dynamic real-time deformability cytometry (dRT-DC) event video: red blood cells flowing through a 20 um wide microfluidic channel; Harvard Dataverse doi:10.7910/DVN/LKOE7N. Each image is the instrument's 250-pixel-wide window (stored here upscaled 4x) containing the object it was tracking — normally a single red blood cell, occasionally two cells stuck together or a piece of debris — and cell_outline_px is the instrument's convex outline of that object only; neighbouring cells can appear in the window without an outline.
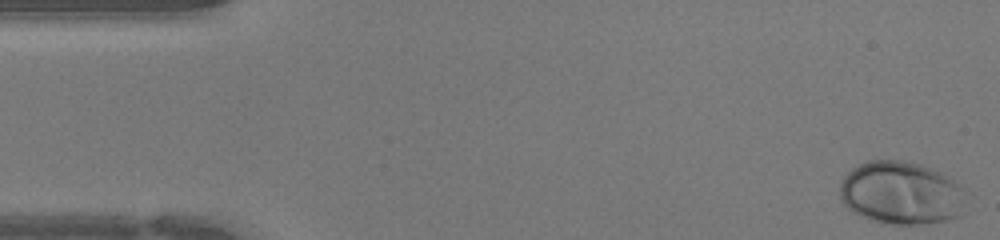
{"species": "human", "species_latin": "Homo sapiens", "temperature_condition": "warm", "stored_images_in_passage": 44, "camera_frame_rate_fps": 3000, "um_per_image_px": 0.085, "donor": {"sex": "female"}, "frame": {"image": 1, "passage_image": 1, "time_ms": 0.0, "image_size_px": [1000, 240], "cell_outline_px": [[960, 216], [944, 220], [924, 224], [896, 224], [868, 220], [852, 212], [844, 204], [840, 196], [840, 184], [844, 176], [852, 168], [868, 160], [904, 160], [920, 164], [940, 172], [948, 176], [960, 188]], "centroid_in_image_um": [76.5, 16.39], "position_along_channel_um": 8.5, "area_um2": 45.72}}
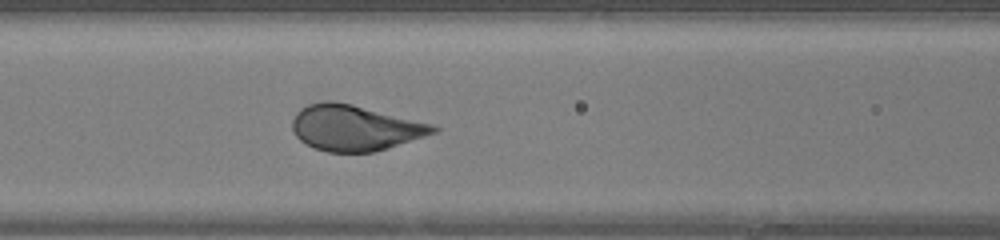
{"frame": {"image": 2, "passage_image": 18, "time_ms": 5.667, "image_size_px": [1000, 240], "cell_outline_px": [[440, 128], [436, 132], [388, 148], [372, 152], [328, 152], [312, 148], [300, 140], [292, 132], [292, 120], [296, 112], [300, 108], [308, 104], [328, 100], [352, 104], [436, 124]], "centroid_in_image_um": [30.15, 10.86], "position_along_channel_um": 136.4, "area_um2": 37.74}}
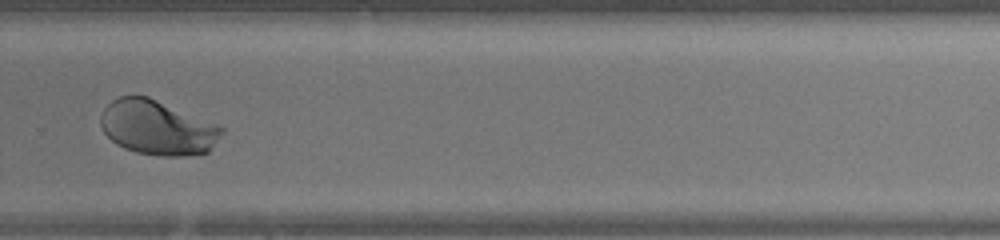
{"frame": {"image": 3, "passage_image": 30, "time_ms": 9.667, "image_size_px": [1000, 240], "cell_outline_px": [[224, 132], [208, 152], [184, 156], [160, 156], [136, 152], [124, 148], [116, 144], [104, 132], [100, 124], [100, 116], [104, 108], [112, 100], [120, 96], [148, 96], [220, 124], [224, 128]], "centroid_in_image_um": [13.41, 10.84], "position_along_channel_um": 316.4, "area_um2": 38.78}}